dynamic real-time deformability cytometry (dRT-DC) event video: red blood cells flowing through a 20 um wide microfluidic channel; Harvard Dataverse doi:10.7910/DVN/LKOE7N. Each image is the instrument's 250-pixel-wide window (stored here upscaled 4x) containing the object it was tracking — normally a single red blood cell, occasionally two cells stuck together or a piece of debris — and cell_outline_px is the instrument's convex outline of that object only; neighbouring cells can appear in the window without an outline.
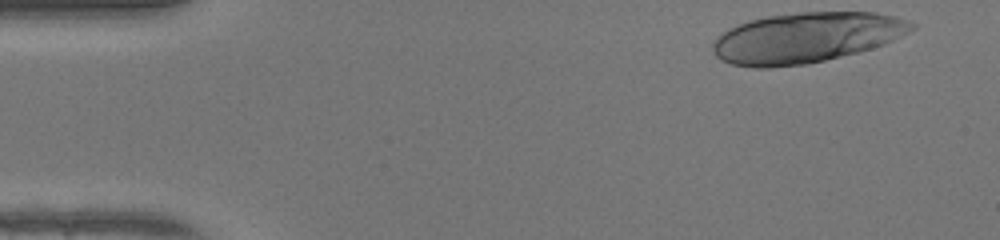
{"species": "human", "species_latin": "Homo sapiens", "temperature_condition": "warm", "stored_images_in_passage": 39, "camera_frame_rate_fps": 3000, "um_per_image_px": 0.085, "donor": {"sex": "female"}, "frame": {"image": 1, "passage_image": 1, "time_ms": 0.0, "image_size_px": [1000, 240], "cell_outline_px": [[916, 28], [884, 44], [872, 48], [808, 64], [768, 68], [752, 68], [732, 64], [720, 60], [712, 52], [712, 44], [728, 28], [748, 20], [768, 16], [800, 12], [876, 12], [896, 16], [908, 20], [916, 24]], "centroid_in_image_um": [68.51, 3.2], "position_along_channel_um": 16.5, "area_um2": 58.38}}
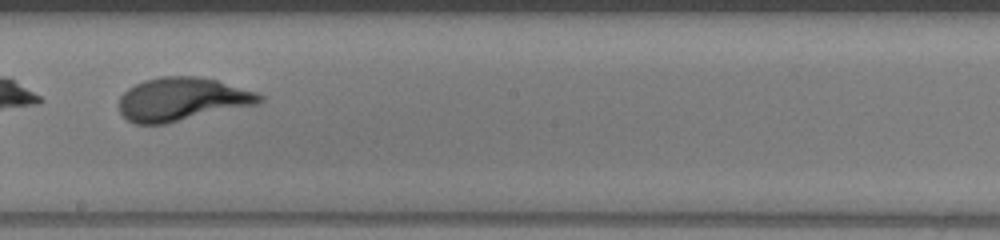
{"frame": {"image": 2, "passage_image": 25, "time_ms": 8.0, "image_size_px": [1000, 240], "cell_outline_px": [[264, 100], [260, 104], [164, 124], [136, 124], [128, 120], [120, 112], [120, 96], [128, 88], [144, 80], [160, 76], [196, 76], [216, 80], [256, 92], [264, 96]], "centroid_in_image_um": [15.5, 8.44], "position_along_channel_um": 232.7, "area_um2": 35.49}}
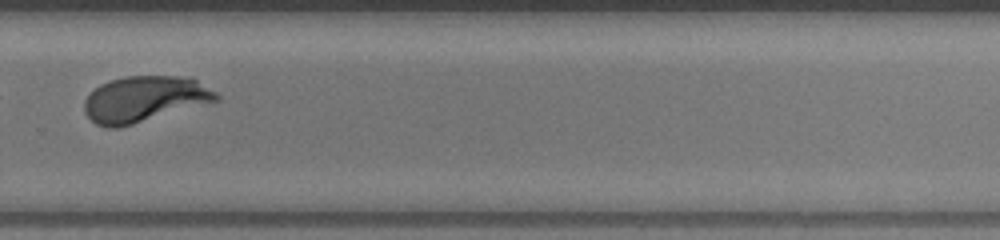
{"frame": {"image": 3, "passage_image": 31, "time_ms": 10.0, "image_size_px": [1000, 240], "cell_outline_px": [[220, 100], [132, 124], [116, 128], [108, 128], [96, 124], [84, 112], [84, 100], [100, 84], [124, 76], [180, 76], [196, 80], [216, 92], [220, 96]], "centroid_in_image_um": [12.27, 8.42], "position_along_channel_um": 317.5, "area_um2": 34.91}}